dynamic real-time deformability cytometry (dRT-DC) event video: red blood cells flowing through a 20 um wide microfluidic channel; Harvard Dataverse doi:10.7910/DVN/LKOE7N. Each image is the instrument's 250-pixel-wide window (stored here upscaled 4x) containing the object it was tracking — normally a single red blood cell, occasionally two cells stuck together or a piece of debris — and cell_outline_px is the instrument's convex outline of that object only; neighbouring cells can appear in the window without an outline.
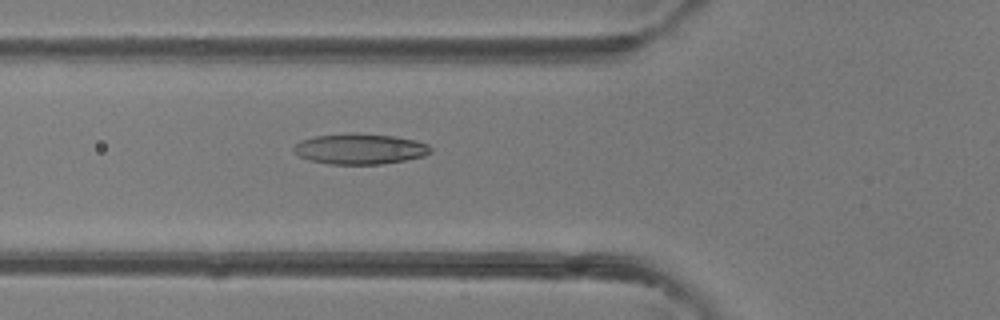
{"species": "common noctule bat (a hibernating species)", "species_latin": "Nyctalus noctula", "temperature_condition": "room temperature", "stored_images_in_passage": 5, "camera_frame_rate_fps": 3000, "um_per_image_px": 0.085, "animal": {"sex": "female"}, "frame": {"image": 1, "passage_image": 5, "time_ms": 5.333, "image_size_px": [1000, 320], "cell_outline_px": [[432, 152], [424, 156], [404, 160], [380, 164], [328, 164], [308, 160], [300, 156], [292, 148], [300, 140], [316, 136], [392, 136], [416, 140], [428, 144], [432, 148]], "centroid_in_image_um": [30.63, 12.71], "position_along_channel_um": 95.2, "area_um2": 23.35}}